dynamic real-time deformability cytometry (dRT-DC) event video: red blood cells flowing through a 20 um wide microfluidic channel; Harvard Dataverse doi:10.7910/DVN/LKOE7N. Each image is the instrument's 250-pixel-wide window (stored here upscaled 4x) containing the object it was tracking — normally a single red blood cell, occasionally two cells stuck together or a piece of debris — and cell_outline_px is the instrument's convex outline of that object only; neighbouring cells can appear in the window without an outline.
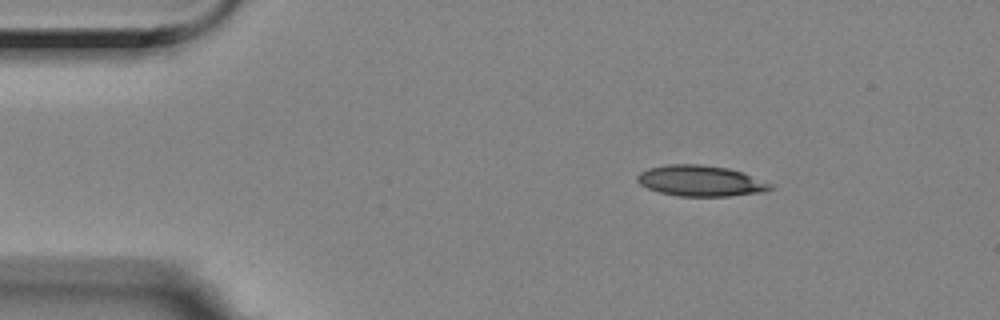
{"species": "Egyptian fruit bat (a non-hibernating species)", "species_latin": "Rousettus aegyptiacus", "temperature_condition": "room temperature", "stored_images_in_passage": 3, "camera_frame_rate_fps": 3000, "um_per_image_px": 0.085, "animal": {"sex": "female"}, "frame": {"image": 1, "passage_image": 1, "time_ms": 0.0, "image_size_px": [1000, 320], "cell_outline_px": [[776, 188], [764, 192], [728, 196], [680, 196], [660, 192], [648, 188], [640, 184], [636, 180], [636, 176], [640, 172], [648, 168], [668, 164], [700, 164], [728, 168], [776, 184]], "centroid_in_image_um": [59.59, 15.37], "position_along_channel_um": 25.4, "area_um2": 24.04}}